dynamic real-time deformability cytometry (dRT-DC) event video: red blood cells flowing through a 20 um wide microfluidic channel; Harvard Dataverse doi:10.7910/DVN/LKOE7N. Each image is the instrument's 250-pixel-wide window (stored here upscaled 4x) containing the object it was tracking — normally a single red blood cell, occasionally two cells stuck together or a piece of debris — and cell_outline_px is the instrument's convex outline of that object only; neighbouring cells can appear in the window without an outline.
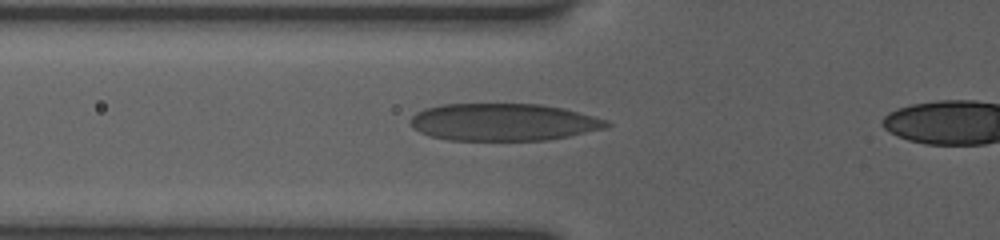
{"species": "human", "species_latin": "Homo sapiens", "temperature_condition": "room temperature", "stored_images_in_passage": 17, "camera_frame_rate_fps": 3000, "um_per_image_px": 0.085, "donor": {"sex": "female"}, "frame": {"image": 1, "passage_image": 15, "time_ms": 4.667, "image_size_px": [1000, 240], "cell_outline_px": [[612, 124], [604, 128], [568, 136], [548, 140], [448, 140], [432, 136], [420, 132], [412, 128], [408, 120], [416, 112], [424, 108], [444, 104], [540, 104], [564, 108], [608, 120]], "centroid_in_image_um": [42.76, 10.37], "position_along_channel_um": 83.0, "area_um2": 42.71}}